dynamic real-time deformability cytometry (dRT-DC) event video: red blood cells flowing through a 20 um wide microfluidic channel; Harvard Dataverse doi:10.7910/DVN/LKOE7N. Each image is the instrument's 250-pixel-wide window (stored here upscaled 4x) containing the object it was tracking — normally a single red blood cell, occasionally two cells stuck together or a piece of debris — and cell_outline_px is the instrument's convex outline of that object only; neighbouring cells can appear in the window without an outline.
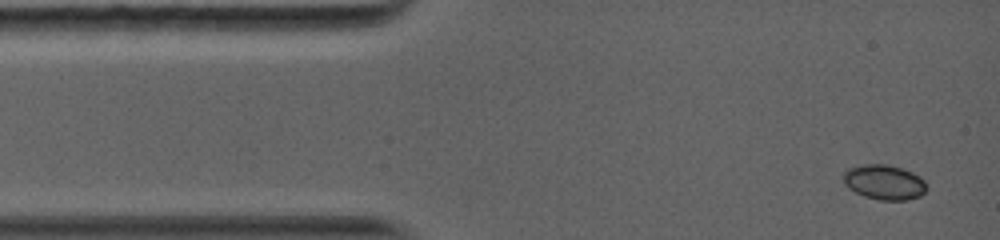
{"species": "common noctule bat (a hibernating species)", "species_latin": "Nyctalus noctula", "temperature_condition": "warm", "stored_images_in_passage": 47, "camera_frame_rate_fps": 5000, "um_per_image_px": 0.085, "animal": {"sex": "female", "body_mass_g": 19.0, "forearm_length_mm": 56.7}, "frame": {"image": 1, "passage_image": 1, "time_ms": 0.0, "image_size_px": [1000, 240], "cell_outline_px": [[928, 188], [920, 196], [908, 200], [880, 200], [864, 196], [848, 188], [844, 184], [844, 172], [848, 168], [864, 164], [884, 164], [900, 168], [912, 172], [920, 176], [928, 184]], "centroid_in_image_um": [75.18, 15.49], "position_along_channel_um": 9.8, "area_um2": 16.99}}
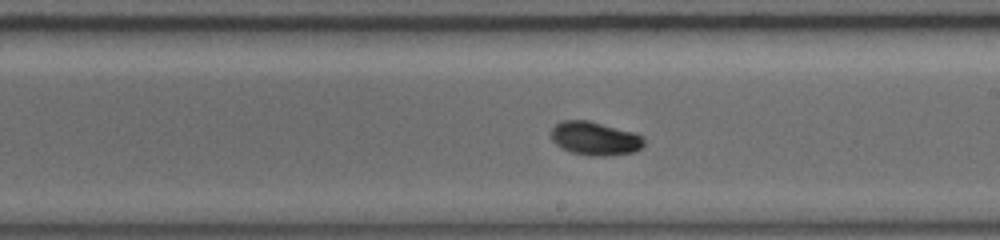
{"frame": {"image": 2, "passage_image": 19, "time_ms": 7.2, "image_size_px": [1000, 240], "cell_outline_px": [[644, 144], [636, 152], [608, 156], [592, 156], [572, 152], [560, 148], [552, 140], [552, 128], [560, 120], [588, 120], [636, 132], [644, 136]], "centroid_in_image_um": [50.6, 11.77], "position_along_channel_um": 238.4, "area_um2": 18.44}}
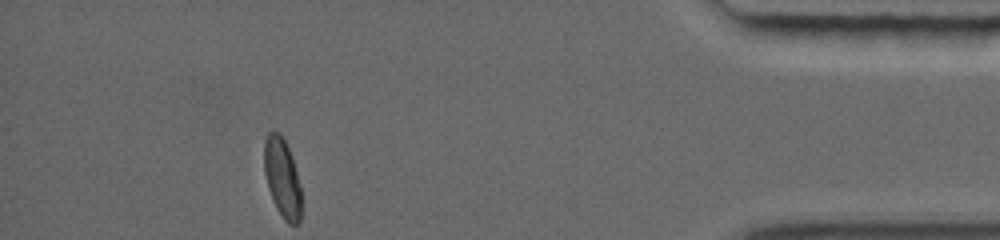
{"frame": {"image": 3, "passage_image": 47, "time_ms": 12.8, "image_size_px": [1000, 240], "cell_outline_px": [[300, 220], [296, 224], [288, 224], [284, 220], [276, 208], [268, 188], [264, 172], [264, 140], [268, 132], [280, 132], [288, 148], [296, 172], [300, 188]], "centroid_in_image_um": [23.96, 15.12], "position_along_channel_um": 411.2, "area_um2": 16.88}, "authors_computed_cell_mechanics": {"area_um2": 17.34, "velocity_mm_per_s": 4.0931, "shape_relaxation_time_tau1_ms": 3.3712, "shape_relaxation_time_tau2_ms": 4.3053, "deformation_change_tau1": 0.1373, "deformation_change_tau2": 0.0365}}